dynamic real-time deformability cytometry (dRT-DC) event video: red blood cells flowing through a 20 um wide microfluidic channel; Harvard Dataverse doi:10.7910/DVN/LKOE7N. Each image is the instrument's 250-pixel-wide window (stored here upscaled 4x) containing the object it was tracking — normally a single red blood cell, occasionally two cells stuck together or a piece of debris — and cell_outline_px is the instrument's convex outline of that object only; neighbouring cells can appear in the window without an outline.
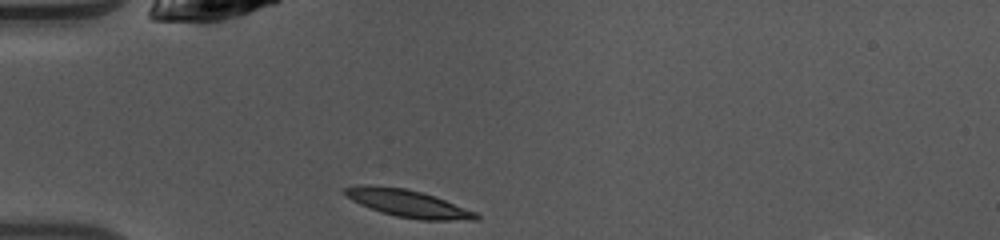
{"species": "common noctule bat (a hibernating species)", "species_latin": "Nyctalus noctula", "temperature_condition": "warm", "stored_images_in_passage": 36, "camera_frame_rate_fps": 3000, "um_per_image_px": 0.085, "animal": {"sex": "female", "body_mass_g": 10.0, "forearm_length_mm": 53.1}, "frame": {"image": 1, "passage_image": 1, "time_ms": 0.0, "image_size_px": [1000, 240], "cell_outline_px": [[480, 220], [420, 220], [396, 216], [380, 212], [360, 204], [344, 196], [340, 192], [344, 188], [364, 184], [368, 184], [404, 188], [420, 192], [444, 200], [476, 212], [480, 216]], "centroid_in_image_um": [34.62, 17.29], "position_along_channel_um": 50.4, "area_um2": 20.87}}
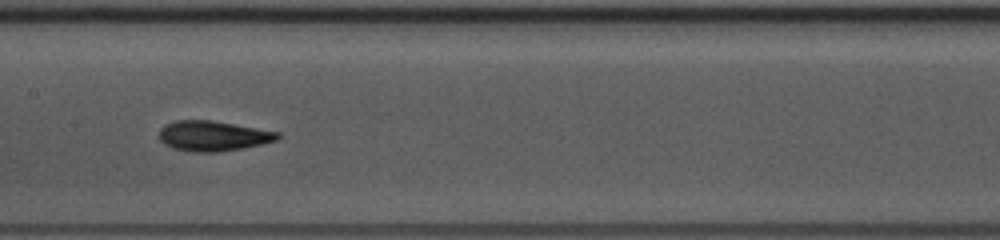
{"frame": {"image": 2, "passage_image": 12, "time_ms": 3.667, "image_size_px": [1000, 240], "cell_outline_px": [[280, 136], [276, 140], [244, 148], [216, 152], [192, 152], [172, 148], [164, 144], [160, 140], [160, 128], [164, 124], [176, 120], [208, 120], [280, 132]], "centroid_in_image_um": [18.06, 11.56], "position_along_channel_um": 189.3, "area_um2": 20.69}}
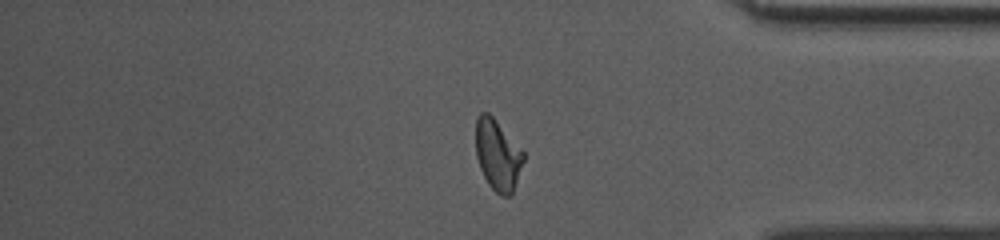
{"frame": {"image": 3, "passage_image": 28, "time_ms": 9.0, "image_size_px": [1000, 240], "cell_outline_px": [[524, 160], [512, 196], [500, 196], [488, 184], [480, 168], [476, 156], [476, 120], [480, 112], [488, 112], [492, 116], [524, 152]], "centroid_in_image_um": [42.3, 13.2], "position_along_channel_um": 392.9, "area_um2": 19.65}}